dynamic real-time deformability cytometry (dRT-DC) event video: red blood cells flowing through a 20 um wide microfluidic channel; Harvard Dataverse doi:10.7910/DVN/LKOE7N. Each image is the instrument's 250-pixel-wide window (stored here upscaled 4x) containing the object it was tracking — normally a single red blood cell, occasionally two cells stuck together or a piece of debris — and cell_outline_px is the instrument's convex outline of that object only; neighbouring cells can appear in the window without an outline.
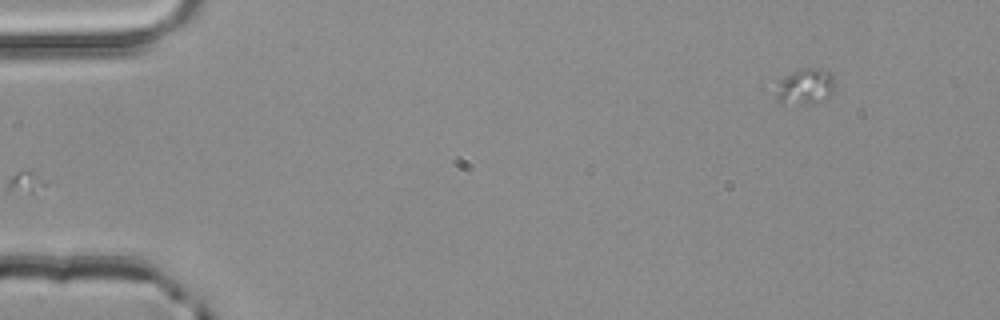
{"species": "common noctule bat (a hibernating species)", "species_latin": "Nyctalus noctula", "temperature_condition": "room temperature", "stored_images_in_passage": 2, "camera_frame_rate_fps": 3000, "um_per_image_px": 0.085, "animal": {"sex": "male", "body_mass_g": 20.4}, "frame": {"image": 1, "passage_image": 2, "time_ms": 0.333, "image_size_px": [1000, 320], "cell_outline_px": [[832, 92], [824, 100], [812, 104], [780, 104], [760, 88], [760, 84], [800, 68], [816, 68], [832, 72]], "centroid_in_image_um": [68.01, 7.36], "position_along_channel_um": 17.0, "area_um2": 14.39}}